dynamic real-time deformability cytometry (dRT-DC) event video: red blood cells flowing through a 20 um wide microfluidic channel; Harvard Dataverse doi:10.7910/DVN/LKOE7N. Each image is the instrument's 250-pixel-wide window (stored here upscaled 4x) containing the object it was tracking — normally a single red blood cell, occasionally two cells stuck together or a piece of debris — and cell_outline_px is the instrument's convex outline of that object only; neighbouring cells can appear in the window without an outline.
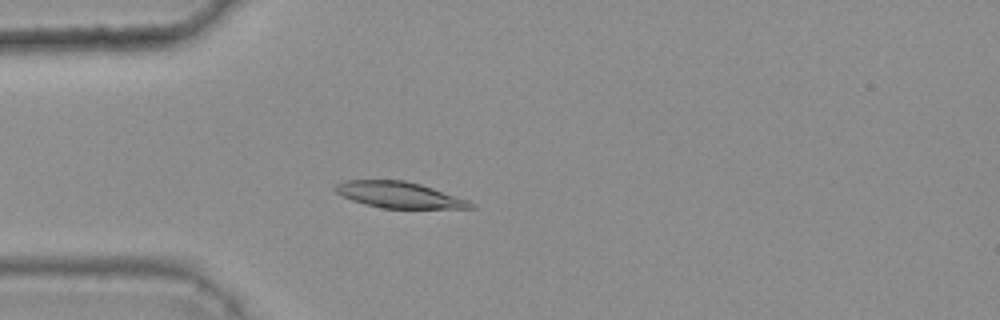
{"species": "common noctule bat (a hibernating species)", "species_latin": "Nyctalus noctula", "temperature_condition": "warm", "stored_images_in_passage": 41, "camera_frame_rate_fps": 3000, "um_per_image_px": 0.085, "animal": {"sex": "female", "body_mass_g": 25.1}, "frame": {"image": 1, "passage_image": 11, "time_ms": 3.333, "image_size_px": [1000, 320], "cell_outline_px": [[476, 208], [384, 208], [364, 204], [352, 200], [336, 192], [332, 188], [336, 184], [344, 180], [404, 180], [420, 184], [468, 200], [476, 204]], "centroid_in_image_um": [33.91, 16.56], "position_along_channel_um": 51.1, "area_um2": 20.46}}
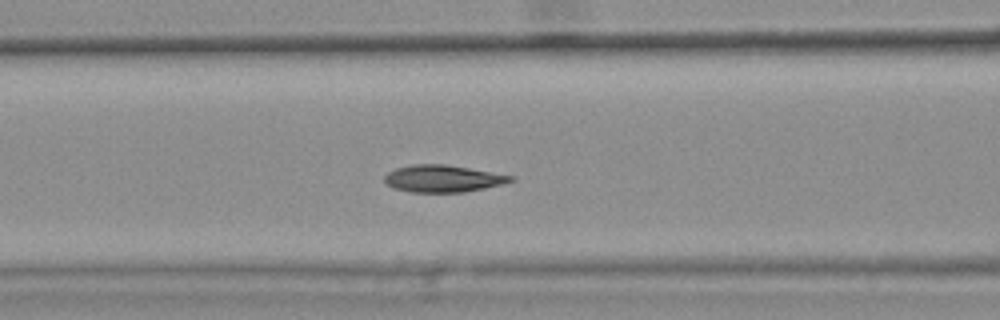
{"frame": {"image": 2, "passage_image": 18, "time_ms": 5.667, "image_size_px": [1000, 320], "cell_outline_px": [[516, 180], [504, 184], [464, 192], [412, 192], [392, 188], [384, 180], [384, 176], [388, 172], [396, 168], [412, 164], [444, 164], [516, 176]], "centroid_in_image_um": [37.67, 15.18], "position_along_channel_um": 128.9, "area_um2": 19.94}}
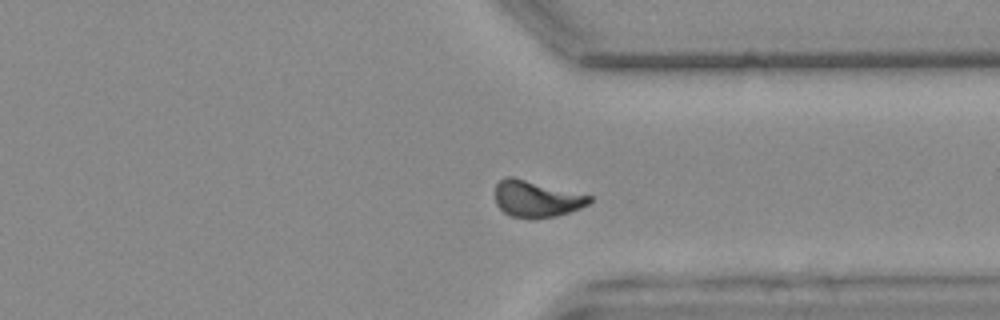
{"frame": {"image": 3, "passage_image": 37, "time_ms": 12.0, "image_size_px": [1000, 320], "cell_outline_px": [[592, 200], [588, 204], [580, 208], [556, 216], [532, 220], [528, 220], [512, 216], [504, 212], [496, 204], [496, 184], [504, 176], [512, 176], [592, 196]], "centroid_in_image_um": [45.58, 16.92], "position_along_channel_um": 365.8, "area_um2": 20.17}, "authors_computed_cell_mechanics": {"area_um2": 20.1722, "velocity_mm_per_s": 3.7411, "shape_relaxation_time_tau1_ms": 4.3068, "shape_relaxation_time_tau2_ms": 2.0286, "deformation_change_tau1": 0.1492, "deformation_change_tau2": 0.0576}}